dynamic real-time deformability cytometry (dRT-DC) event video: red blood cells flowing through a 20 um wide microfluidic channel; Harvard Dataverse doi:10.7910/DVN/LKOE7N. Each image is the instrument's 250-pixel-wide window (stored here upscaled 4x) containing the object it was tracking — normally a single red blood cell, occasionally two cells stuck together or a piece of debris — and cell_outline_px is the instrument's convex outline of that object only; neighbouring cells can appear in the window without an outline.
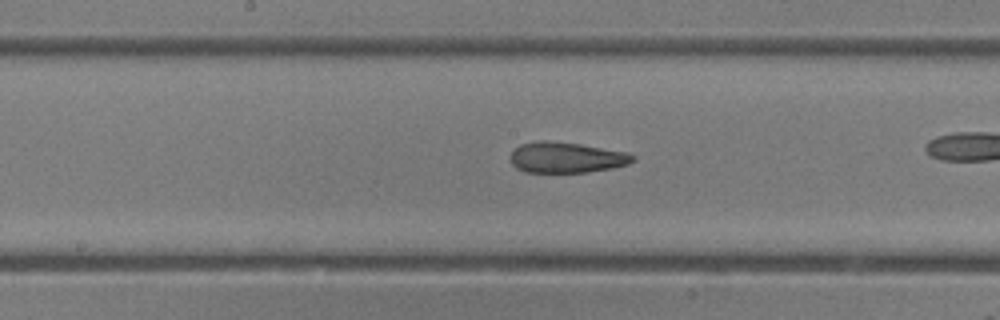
{"species": "common noctule bat (a hibernating species)", "species_latin": "Nyctalus noctula", "temperature_condition": "room temperature", "stored_images_in_passage": 26, "camera_frame_rate_fps": 3000, "um_per_image_px": 0.085, "animal": {"sex": "female"}, "frame": {"image": 1, "passage_image": 15, "time_ms": 4.667, "image_size_px": [1000, 320], "cell_outline_px": [[636, 160], [628, 164], [612, 168], [584, 172], [524, 172], [516, 168], [512, 164], [512, 152], [520, 144], [540, 140], [548, 140], [580, 144], [624, 152], [636, 156]], "centroid_in_image_um": [48.14, 13.38], "position_along_channel_um": 200.1, "area_um2": 21.73}}